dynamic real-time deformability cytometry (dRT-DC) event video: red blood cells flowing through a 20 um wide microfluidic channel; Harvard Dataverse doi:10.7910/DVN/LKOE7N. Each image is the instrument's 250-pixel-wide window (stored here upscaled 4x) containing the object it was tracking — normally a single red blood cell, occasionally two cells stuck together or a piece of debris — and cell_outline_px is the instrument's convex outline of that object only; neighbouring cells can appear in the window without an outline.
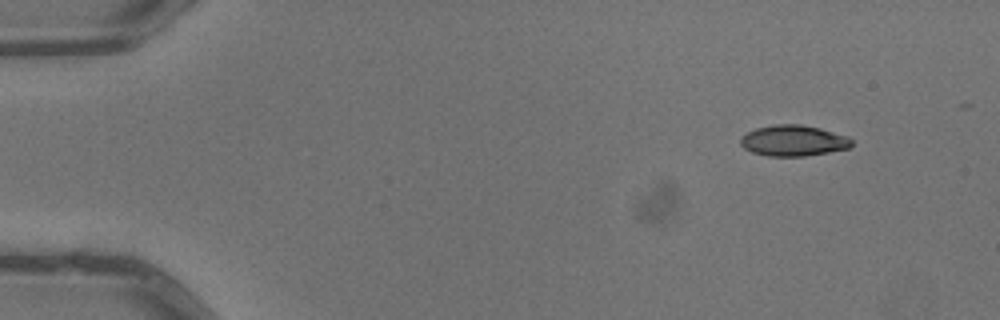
{"species": "common noctule bat (a hibernating species)", "species_latin": "Nyctalus noctula", "temperature_condition": "warm", "stored_images_in_passage": 4, "camera_frame_rate_fps": 3000, "um_per_image_px": 0.085, "animal": {"sex": "male", "body_mass_g": 13.3}, "frame": {"image": 1, "passage_image": 1, "time_ms": 0.0, "image_size_px": [1000, 320], "cell_outline_px": [[852, 144], [848, 148], [828, 152], [804, 156], [768, 156], [752, 152], [744, 148], [740, 144], [740, 140], [748, 132], [756, 128], [772, 124], [800, 124], [820, 128], [848, 136], [852, 140]], "centroid_in_image_um": [67.44, 11.95], "position_along_channel_um": 17.6, "area_um2": 19.94}}
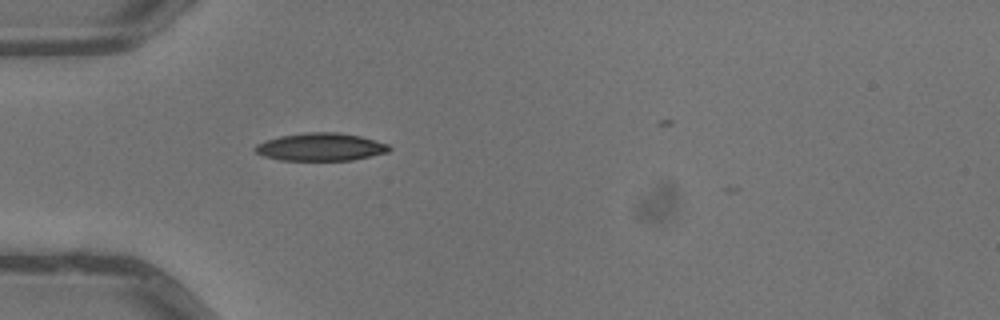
{"frame": {"image": 2, "passage_image": 4, "time_ms": 1.0, "image_size_px": [1000, 320], "cell_outline_px": [[392, 148], [388, 152], [352, 160], [280, 160], [264, 156], [256, 152], [252, 148], [256, 144], [264, 140], [280, 136], [304, 132], [336, 132], [360, 136], [388, 144]], "centroid_in_image_um": [27.22, 12.48], "position_along_channel_um": 57.8, "area_um2": 21.73}}